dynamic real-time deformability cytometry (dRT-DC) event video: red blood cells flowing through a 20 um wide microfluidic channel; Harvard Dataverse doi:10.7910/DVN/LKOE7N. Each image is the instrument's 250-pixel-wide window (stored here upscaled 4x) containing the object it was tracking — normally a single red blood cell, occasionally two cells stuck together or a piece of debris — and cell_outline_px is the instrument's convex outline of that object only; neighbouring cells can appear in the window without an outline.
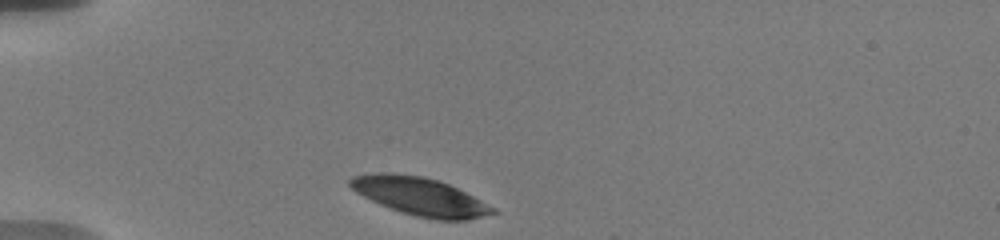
{"species": "human", "species_latin": "Homo sapiens", "temperature_condition": "warm", "stored_images_in_passage": 35, "camera_frame_rate_fps": 3000, "um_per_image_px": 0.085, "donor": {"sex": "male"}, "frame": {"image": 1, "passage_image": 1, "time_ms": 0.0, "image_size_px": [1000, 240], "cell_outline_px": [[500, 212], [468, 220], [436, 220], [416, 216], [380, 204], [356, 192], [348, 184], [348, 180], [352, 176], [376, 172], [388, 172], [420, 176], [436, 180], [448, 184], [496, 208]], "centroid_in_image_um": [35.7, 16.69], "position_along_channel_um": 49.3, "area_um2": 31.27}}
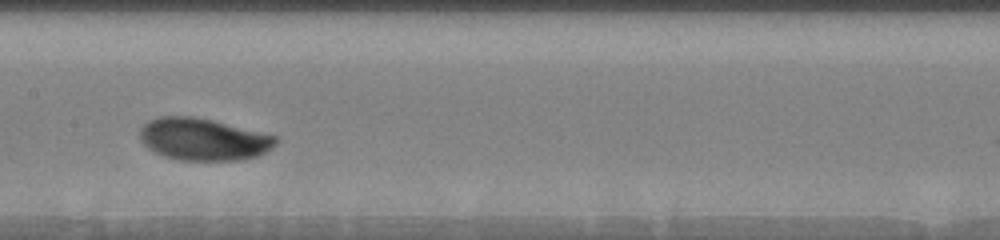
{"frame": {"image": 2, "passage_image": 15, "time_ms": 4.667, "image_size_px": [1000, 240], "cell_outline_px": [[280, 140], [272, 148], [260, 156], [244, 160], [180, 160], [164, 156], [148, 148], [140, 140], [140, 128], [148, 120], [160, 116], [192, 116], [212, 120], [276, 136]], "centroid_in_image_um": [17.3, 11.84], "position_along_channel_um": 190.1, "area_um2": 33.47}}
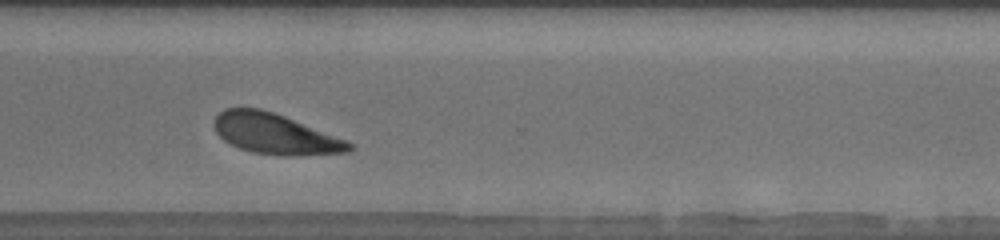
{"frame": {"image": 3, "passage_image": 28, "time_ms": 9.0, "image_size_px": [1000, 240], "cell_outline_px": [[356, 148], [348, 152], [296, 156], [280, 156], [252, 152], [240, 148], [224, 140], [216, 132], [212, 124], [216, 116], [224, 108], [260, 108], [284, 116], [348, 140]], "centroid_in_image_um": [23.4, 11.39], "position_along_channel_um": 347.2, "area_um2": 31.96}, "authors_computed_cell_mechanics": {"area_um2": 33.0038, "velocity_mm_per_s": 3.6275, "shape_relaxation_time_tau1_ms": 2.363, "shape_relaxation_time_tau2_ms": null, "deformation_change_tau1": 0.1342, "deformation_change_tau2": null}}